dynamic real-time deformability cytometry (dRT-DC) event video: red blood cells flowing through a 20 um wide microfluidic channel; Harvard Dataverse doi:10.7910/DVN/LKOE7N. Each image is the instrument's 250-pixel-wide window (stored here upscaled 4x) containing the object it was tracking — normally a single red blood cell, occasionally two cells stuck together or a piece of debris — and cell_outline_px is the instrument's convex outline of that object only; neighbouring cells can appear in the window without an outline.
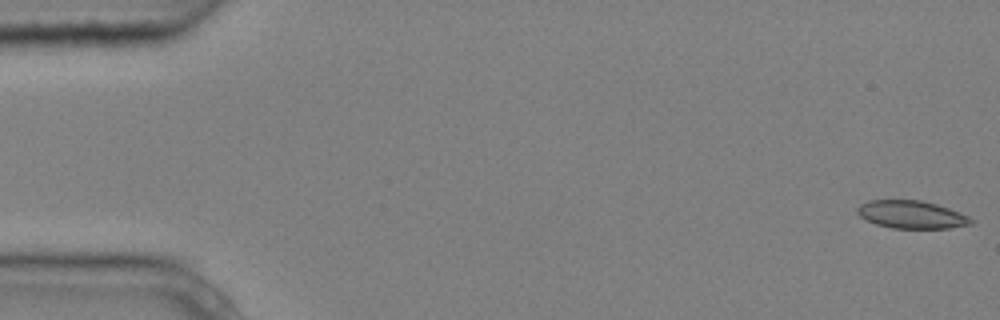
{"species": "common noctule bat (a hibernating species)", "species_latin": "Nyctalus noctula", "temperature_condition": "cold", "stored_images_in_passage": 5, "camera_frame_rate_fps": 3000, "um_per_image_px": 0.085, "animal": {"sex": "male", "body_mass_g": 20.4}, "frame": {"image": 1, "passage_image": 1, "time_ms": 0.0, "image_size_px": [1000, 320], "cell_outline_px": [[976, 220], [972, 224], [948, 228], [892, 228], [876, 224], [860, 216], [856, 212], [856, 208], [860, 204], [868, 200], [920, 200], [936, 204], [948, 208], [968, 216]], "centroid_in_image_um": [77.47, 18.23], "position_along_channel_um": 7.5, "area_um2": 18.38}}
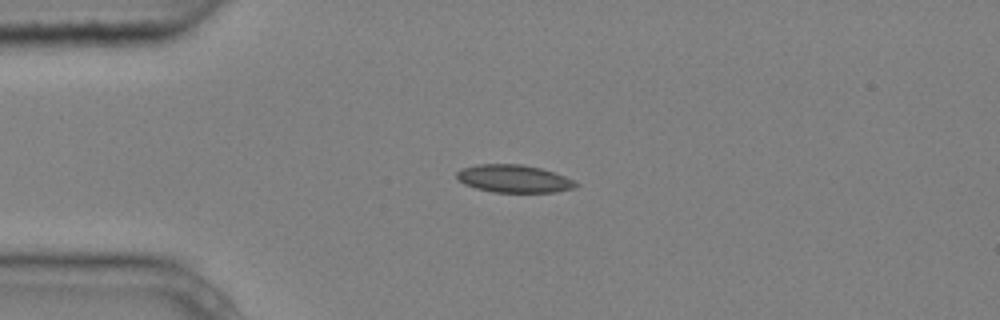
{"frame": {"image": 2, "passage_image": 4, "time_ms": 1.0, "image_size_px": [1000, 320], "cell_outline_px": [[580, 184], [572, 188], [556, 192], [492, 192], [476, 188], [464, 184], [456, 176], [456, 172], [460, 168], [476, 164], [520, 164], [540, 168], [564, 176]], "centroid_in_image_um": [43.63, 15.18], "position_along_channel_um": 41.4, "area_um2": 19.13}}